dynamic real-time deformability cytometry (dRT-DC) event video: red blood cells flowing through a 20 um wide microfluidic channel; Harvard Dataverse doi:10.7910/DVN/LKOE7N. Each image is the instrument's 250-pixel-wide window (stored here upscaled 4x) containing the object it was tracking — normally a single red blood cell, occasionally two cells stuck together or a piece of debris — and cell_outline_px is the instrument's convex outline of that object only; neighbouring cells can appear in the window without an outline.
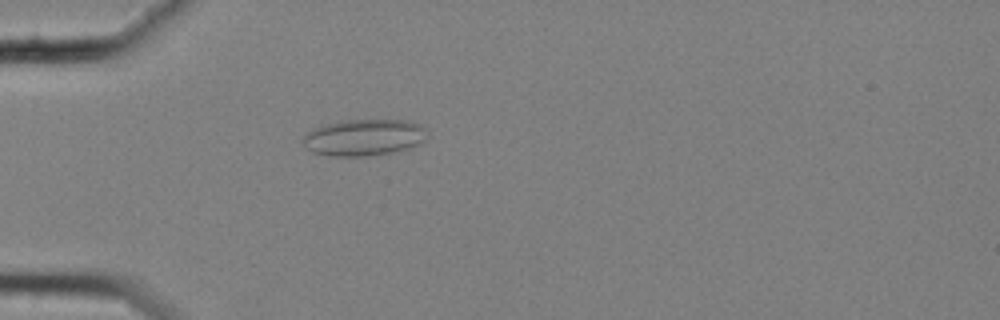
{"species": "common noctule bat (a hibernating species)", "species_latin": "Nyctalus noctula", "temperature_condition": "cold", "stored_images_in_passage": 58, "camera_frame_rate_fps": 3000, "um_per_image_px": 0.085, "animal": {"sex": "female", "body_mass_g": 25.1}, "frame": {"image": 1, "passage_image": 18, "time_ms": 5.667, "image_size_px": [1000, 320], "cell_outline_px": [[428, 136], [420, 144], [408, 148], [368, 156], [328, 156], [312, 152], [304, 148], [300, 140], [312, 128], [324, 124], [348, 120], [404, 120], [420, 124], [428, 132]], "centroid_in_image_um": [30.89, 11.68], "position_along_channel_um": 54.1, "area_um2": 26.65}}
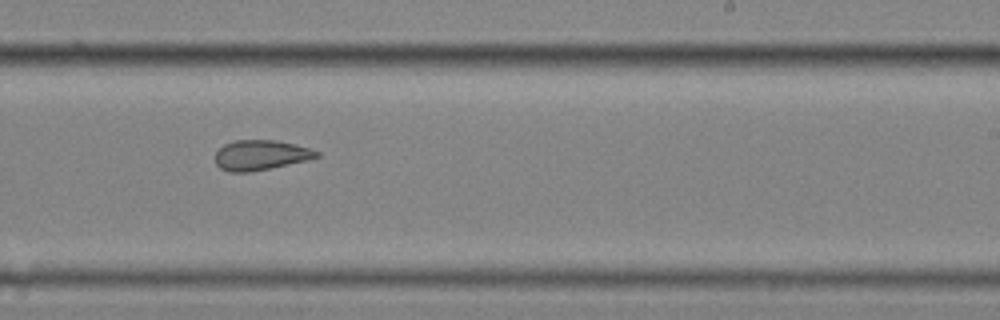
{"frame": {"image": 2, "passage_image": 37, "time_ms": 12.0, "image_size_px": [1000, 320], "cell_outline_px": [[320, 156], [308, 160], [252, 172], [228, 172], [220, 168], [216, 164], [216, 152], [224, 144], [236, 140], [276, 140], [308, 148], [320, 152]], "centroid_in_image_um": [22.15, 13.19], "position_along_channel_um": 266.9, "area_um2": 17.69}}
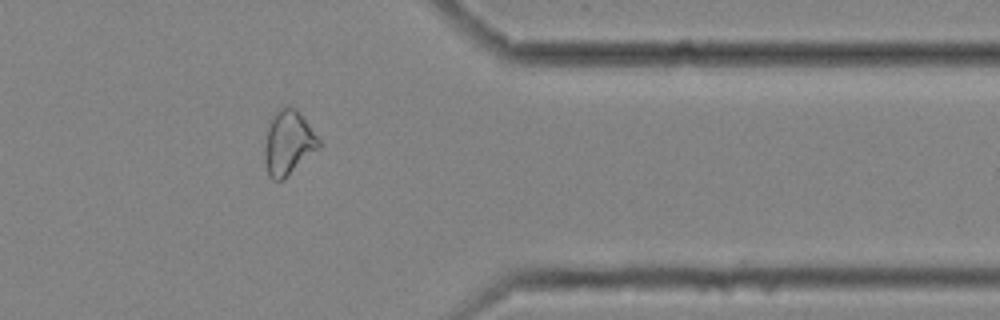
{"frame": {"image": 3, "passage_image": 48, "time_ms": 15.667, "image_size_px": [1000, 320], "cell_outline_px": [[320, 148], [284, 180], [276, 180], [268, 176], [264, 160], [264, 148], [268, 120], [280, 108], [296, 108], [320, 140]], "centroid_in_image_um": [24.49, 12.17], "position_along_channel_um": 386.9, "area_um2": 20.46}, "authors_computed_cell_mechanics": {"area_um2": 21.7617, "velocity_mm_per_s": 3.5412, "shape_relaxation_time_tau1_ms": null, "shape_relaxation_time_tau2_ms": 2.7231, "deformation_change_tau1": null, "deformation_change_tau2": 0.1045}}